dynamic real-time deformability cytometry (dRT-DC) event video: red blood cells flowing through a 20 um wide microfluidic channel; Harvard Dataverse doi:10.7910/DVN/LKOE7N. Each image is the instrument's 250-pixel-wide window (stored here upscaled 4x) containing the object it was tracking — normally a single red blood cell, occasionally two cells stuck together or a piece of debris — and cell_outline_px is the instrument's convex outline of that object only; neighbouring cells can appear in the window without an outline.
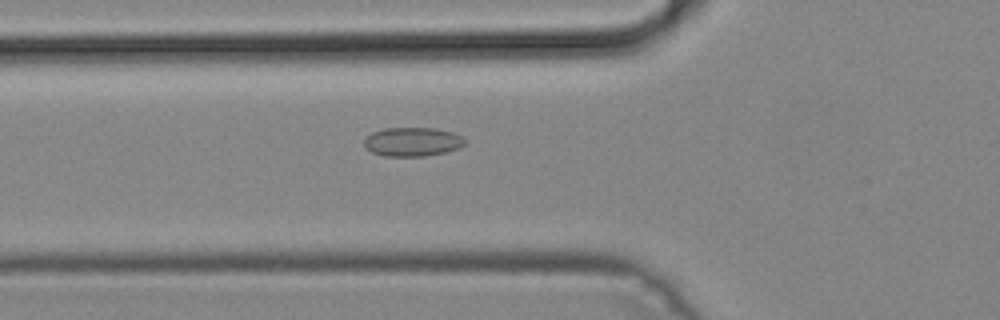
{"species": "common noctule bat (a hibernating species)", "species_latin": "Nyctalus noctula", "temperature_condition": "cold", "stored_images_in_passage": 35, "camera_frame_rate_fps": 3000, "um_per_image_px": 0.085, "animal": {"sex": "male", "body_mass_g": 19.2, "forearm_length_mm": 51.8}, "frame": {"image": 1, "passage_image": 7, "time_ms": 2.0, "image_size_px": [1000, 320], "cell_outline_px": [[468, 140], [460, 148], [444, 152], [424, 156], [384, 156], [372, 152], [364, 148], [364, 140], [372, 132], [384, 128], [432, 128], [452, 132]], "centroid_in_image_um": [35.05, 12.05], "position_along_channel_um": 90.8, "area_um2": 16.99}}
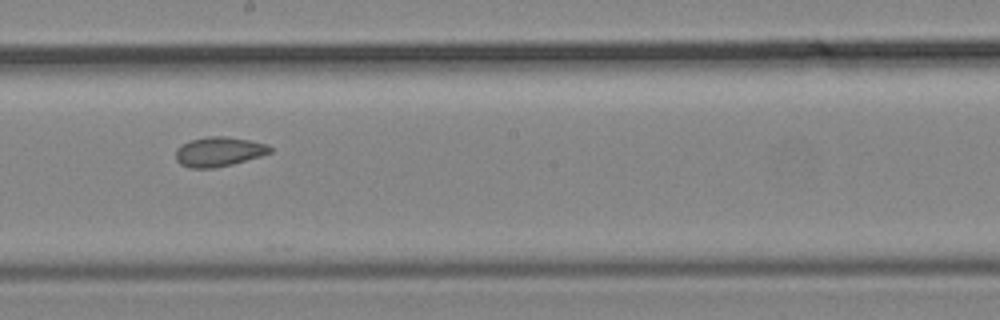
{"frame": {"image": 2, "passage_image": 17, "time_ms": 5.333, "image_size_px": [1000, 320], "cell_outline_px": [[272, 152], [260, 156], [232, 164], [216, 168], [192, 168], [180, 164], [176, 160], [176, 148], [180, 144], [192, 140], [208, 136], [224, 136], [248, 140], [268, 144], [272, 148]], "centroid_in_image_um": [18.59, 12.89], "position_along_channel_um": 229.6, "area_um2": 16.24}}
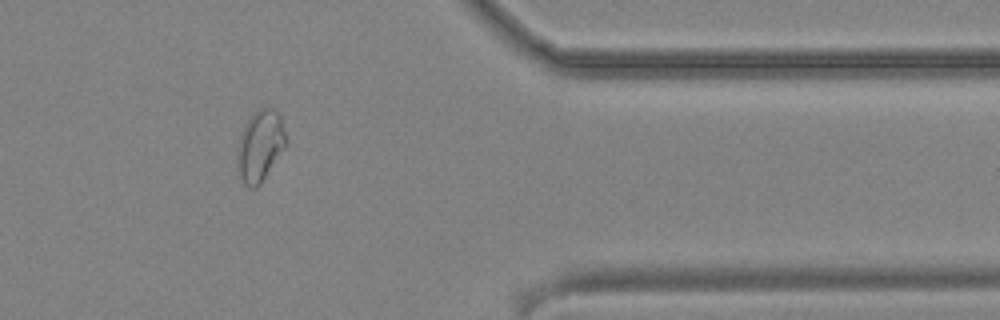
{"frame": {"image": 3, "passage_image": 30, "time_ms": 9.667, "image_size_px": [1000, 320], "cell_outline_px": [[284, 148], [260, 184], [256, 188], [248, 188], [244, 184], [236, 172], [236, 148], [244, 124], [252, 112], [260, 108], [272, 108], [280, 116], [284, 128]], "centroid_in_image_um": [22.03, 12.42], "position_along_channel_um": 389.4, "area_um2": 20.29}}